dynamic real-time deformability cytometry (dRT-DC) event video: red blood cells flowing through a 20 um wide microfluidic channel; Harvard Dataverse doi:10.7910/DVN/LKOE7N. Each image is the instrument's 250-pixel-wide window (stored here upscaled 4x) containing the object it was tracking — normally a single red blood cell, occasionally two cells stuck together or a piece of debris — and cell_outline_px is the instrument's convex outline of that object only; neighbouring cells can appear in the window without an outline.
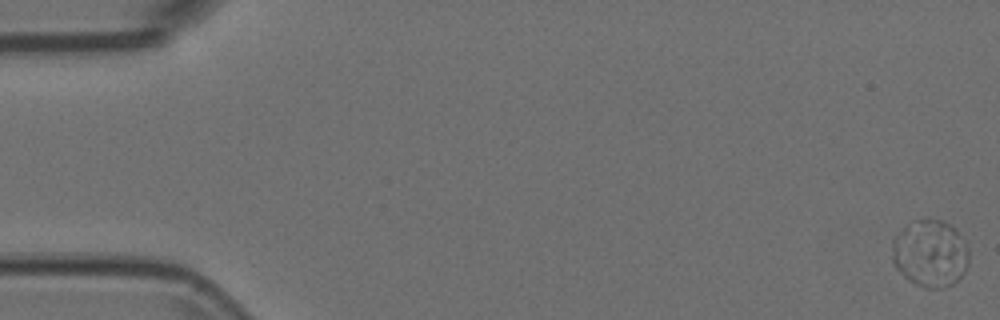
{"species": "Egyptian fruit bat (a non-hibernating species)", "species_latin": "Rousettus aegyptiacus", "temperature_condition": "room temperature", "stored_images_in_passage": 57, "segment_of_instrument_passage": [1, 2], "camera_frame_rate_fps": 3000, "um_per_image_px": 0.085, "animal": {"sex": "female"}, "frame": {"image": 1, "passage_image": 1, "time_ms": 0.0, "image_size_px": [1000, 320], "cell_outline_px": [[968, 264], [964, 272], [952, 284], [944, 288], [924, 288], [916, 284], [904, 276], [896, 268], [892, 260], [892, 240], [912, 220], [924, 216], [940, 220], [956, 228], [968, 248]], "centroid_in_image_um": [79.06, 21.51], "position_along_channel_um": 5.9, "area_um2": 30.29}}
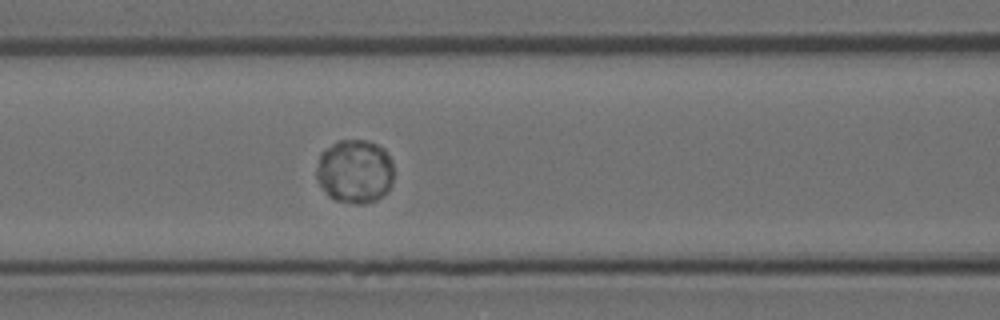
{"frame": {"image": 2, "passage_image": 24, "time_ms": 7.667, "image_size_px": [1000, 320], "cell_outline_px": [[392, 184], [388, 192], [376, 200], [364, 204], [356, 204], [336, 200], [328, 196], [316, 180], [316, 168], [320, 152], [336, 140], [368, 140], [384, 148], [392, 160]], "centroid_in_image_um": [30.14, 14.56], "position_along_channel_um": 136.5, "area_um2": 29.25}}
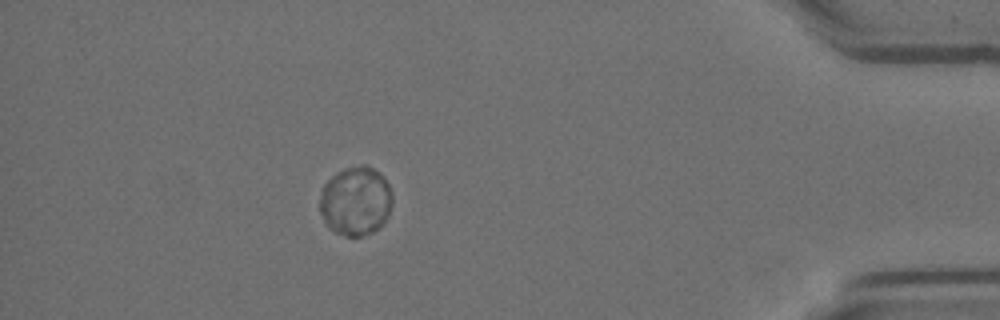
{"frame": {"image": 3, "passage_image": 50, "time_ms": 16.333, "image_size_px": [1000, 320], "cell_outline_px": [[392, 204], [388, 216], [372, 232], [364, 236], [344, 236], [328, 228], [320, 212], [320, 200], [324, 184], [336, 172], [344, 168], [360, 164], [364, 164], [380, 172], [384, 176], [392, 192]], "centroid_in_image_um": [30.24, 17.07], "position_along_channel_um": 405.0, "area_um2": 29.3}}